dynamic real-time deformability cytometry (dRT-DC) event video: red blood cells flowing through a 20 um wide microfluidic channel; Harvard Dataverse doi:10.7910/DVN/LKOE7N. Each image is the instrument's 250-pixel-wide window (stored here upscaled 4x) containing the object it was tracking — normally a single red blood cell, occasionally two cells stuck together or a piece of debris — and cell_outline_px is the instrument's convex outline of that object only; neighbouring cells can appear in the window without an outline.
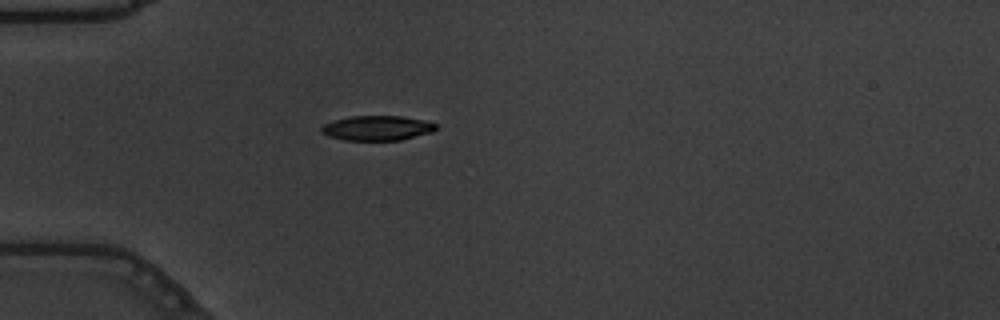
{"species": "common noctule bat (a hibernating species)", "species_latin": "Nyctalus noctula", "temperature_condition": "warm", "stored_images_in_passage": 40, "camera_frame_rate_fps": 3000, "um_per_image_px": 0.085, "animal": {"sex": "male", "body_mass_g": 19.5, "forearm_length_mm": 54.6}, "frame": {"image": 1, "passage_image": 1, "time_ms": 0.0, "image_size_px": [1000, 320], "cell_outline_px": [[436, 128], [432, 132], [400, 140], [344, 140], [328, 136], [320, 132], [320, 128], [324, 124], [332, 120], [352, 116], [400, 116], [420, 120], [436, 124]], "centroid_in_image_um": [31.99, 10.89], "position_along_channel_um": 53.0, "area_um2": 16.42}}
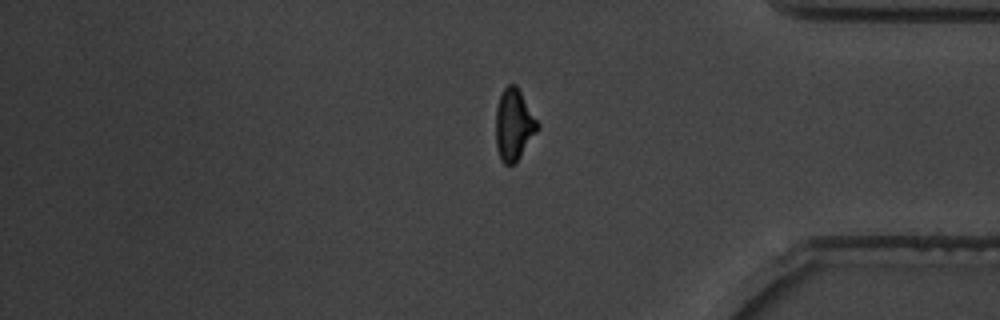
{"frame": {"image": 2, "passage_image": 31, "time_ms": 10.0, "image_size_px": [1000, 320], "cell_outline_px": [[540, 128], [516, 164], [504, 164], [500, 160], [496, 148], [496, 108], [500, 96], [504, 88], [508, 84], [516, 84], [540, 124]], "centroid_in_image_um": [43.69, 10.63], "position_along_channel_um": 391.5, "area_um2": 17.69}}
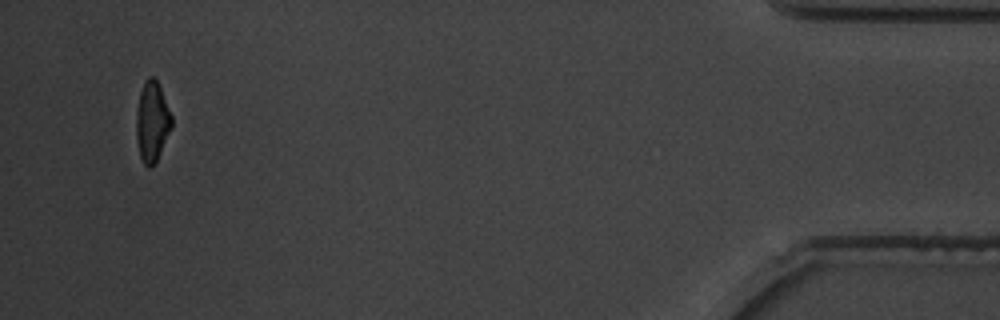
{"frame": {"image": 3, "passage_image": 38, "time_ms": 12.333, "image_size_px": [1000, 320], "cell_outline_px": [[172, 128], [156, 160], [148, 168], [144, 164], [140, 156], [136, 140], [136, 112], [140, 92], [144, 80], [148, 76], [152, 76], [156, 80], [160, 88], [172, 116]], "centroid_in_image_um": [12.91, 10.32], "position_along_channel_um": 422.3, "area_um2": 16.42}, "authors_computed_cell_mechanics": {"area_um2": 17.8313, "velocity_mm_per_s": 3.6825, "shape_relaxation_time_tau1_ms": 4.1971, "shape_relaxation_time_tau2_ms": 1.4946, "deformation_change_tau1": 0.1821, "deformation_change_tau2": 0.0778}}